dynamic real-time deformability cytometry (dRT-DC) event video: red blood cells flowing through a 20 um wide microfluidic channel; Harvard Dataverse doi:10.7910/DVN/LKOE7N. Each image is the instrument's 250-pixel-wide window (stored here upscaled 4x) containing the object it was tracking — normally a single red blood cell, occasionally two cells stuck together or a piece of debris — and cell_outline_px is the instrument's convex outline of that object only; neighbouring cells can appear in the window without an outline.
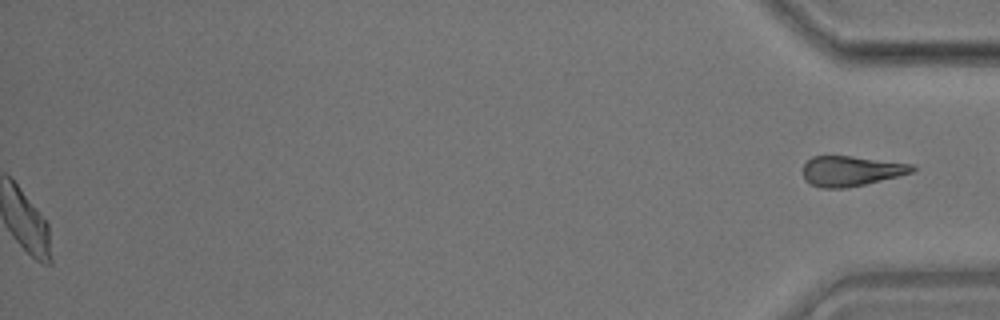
{"species": "common noctule bat (a hibernating species)", "species_latin": "Nyctalus noctula", "temperature_condition": "room temperature", "stored_images_in_passage": 32, "segment_of_instrument_passage": [2, 2], "camera_frame_rate_fps": 3000, "um_per_image_px": 0.085, "animal": {"sex": "male", "body_mass_g": 17.9}, "frame": {"image": 1, "passage_image": 32, "time_ms": 10.333, "image_size_px": [1000, 320], "cell_outline_px": [[916, 168], [912, 172], [900, 176], [864, 184], [844, 188], [820, 188], [804, 180], [804, 164], [812, 156], [852, 156], [912, 164]], "centroid_in_image_um": [72.34, 14.53], "position_along_channel_um": 362.9, "area_um2": 19.07}}